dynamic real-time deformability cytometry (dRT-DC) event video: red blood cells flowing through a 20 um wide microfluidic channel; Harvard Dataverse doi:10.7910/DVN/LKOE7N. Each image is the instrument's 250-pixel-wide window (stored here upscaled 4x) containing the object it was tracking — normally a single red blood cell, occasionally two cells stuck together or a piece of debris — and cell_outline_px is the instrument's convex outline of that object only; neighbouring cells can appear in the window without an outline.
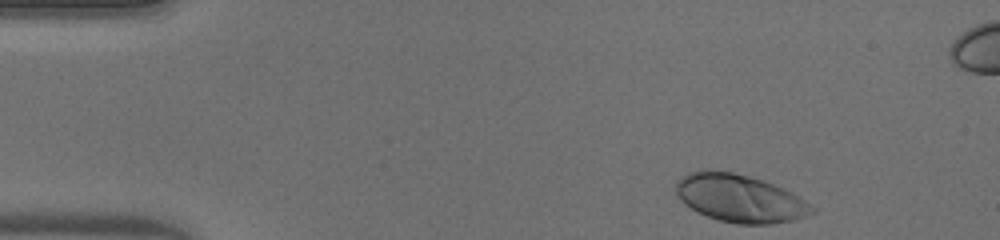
{"species": "human", "species_latin": "Homo sapiens", "temperature_condition": "warm", "stored_images_in_passage": 46, "camera_frame_rate_fps": 3000, "um_per_image_px": 0.085, "donor": {"sex": "male"}, "frame": {"image": 1, "passage_image": 1, "time_ms": 0.0, "image_size_px": [1000, 240], "cell_outline_px": [[816, 212], [796, 220], [772, 224], [736, 224], [720, 220], [696, 212], [684, 204], [680, 200], [676, 192], [676, 180], [688, 172], [704, 168], [708, 168], [732, 172], [764, 180], [792, 192], [816, 208]], "centroid_in_image_um": [62.87, 16.84], "position_along_channel_um": 22.1, "area_um2": 38.38}}
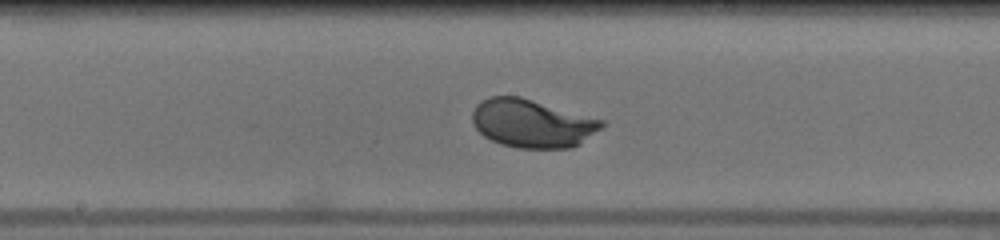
{"frame": {"image": 2, "passage_image": 21, "time_ms": 6.667, "image_size_px": [1000, 240], "cell_outline_px": [[604, 128], [580, 144], [572, 148], [516, 148], [500, 144], [484, 136], [472, 124], [472, 112], [476, 104], [480, 100], [488, 96], [520, 96], [604, 120]], "centroid_in_image_um": [45.23, 10.49], "position_along_channel_um": 203.0, "area_um2": 36.76}}
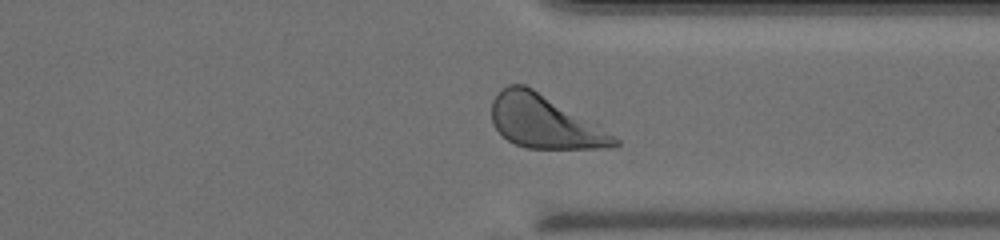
{"frame": {"image": 3, "passage_image": 33, "time_ms": 10.667, "image_size_px": [1000, 240], "cell_outline_px": [[620, 144], [612, 148], [528, 148], [516, 144], [508, 140], [492, 124], [492, 100], [500, 88], [508, 84], [524, 84], [596, 120], [620, 140]], "centroid_in_image_um": [46.36, 10.33], "position_along_channel_um": 365.0, "area_um2": 38.67}, "authors_computed_cell_mechanics": {"area_um2": 36.5007, "velocity_mm_per_s": 4.0488, "shape_relaxation_time_tau1_ms": 1.7634, "shape_relaxation_time_tau2_ms": null, "deformation_change_tau1": 0.1494, "deformation_change_tau2": null}}